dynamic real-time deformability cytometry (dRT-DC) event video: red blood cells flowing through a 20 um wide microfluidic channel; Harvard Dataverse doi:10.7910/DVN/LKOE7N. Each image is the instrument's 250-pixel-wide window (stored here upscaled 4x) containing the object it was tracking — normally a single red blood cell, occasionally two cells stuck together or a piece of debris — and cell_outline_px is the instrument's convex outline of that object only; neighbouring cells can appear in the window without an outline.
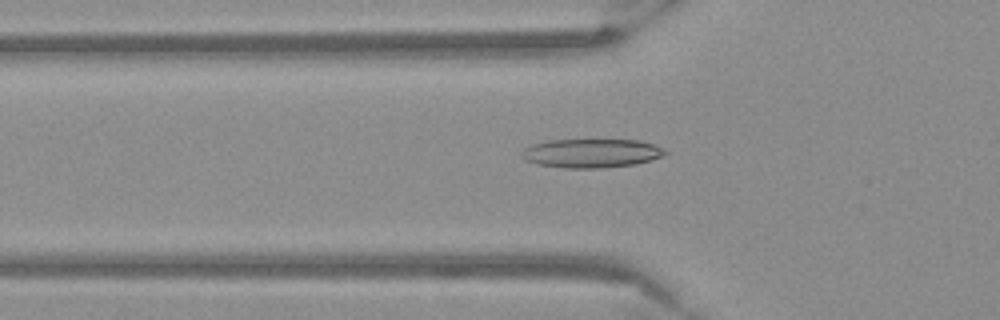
{"species": "Egyptian fruit bat (a non-hibernating species)", "species_latin": "Rousettus aegyptiacus", "temperature_condition": "warm", "stored_images_in_passage": 54, "camera_frame_rate_fps": 3000, "um_per_image_px": 0.085, "frame": {"image": 1, "passage_image": 19, "time_ms": 6.0, "image_size_px": [1000, 320], "cell_outline_px": [[668, 152], [652, 160], [636, 164], [600, 168], [564, 168], [536, 164], [524, 160], [520, 156], [520, 152], [524, 148], [532, 144], [548, 140], [640, 140], [664, 148]], "centroid_in_image_um": [50.22, 13.02], "position_along_channel_um": 75.6, "area_um2": 24.28}}
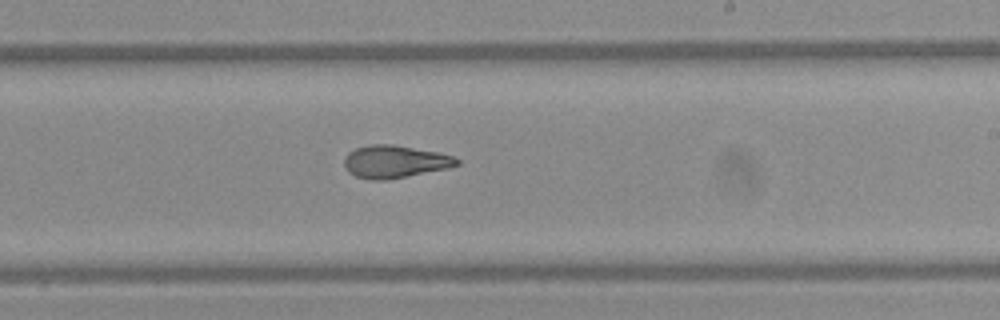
{"frame": {"image": 2, "passage_image": 33, "time_ms": 10.667, "image_size_px": [1000, 320], "cell_outline_px": [[460, 164], [448, 168], [384, 180], [368, 180], [356, 176], [348, 172], [344, 168], [344, 160], [348, 152], [356, 148], [368, 144], [392, 144], [440, 152], [452, 156], [460, 160]], "centroid_in_image_um": [33.54, 13.73], "position_along_channel_um": 255.5, "area_um2": 21.44}}
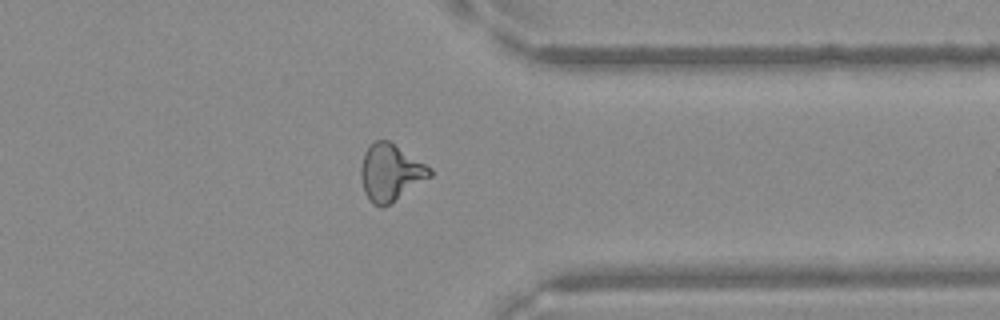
{"frame": {"image": 3, "passage_image": 43, "time_ms": 14.0, "image_size_px": [1000, 320], "cell_outline_px": [[432, 176], [388, 204], [380, 208], [372, 204], [364, 192], [360, 176], [360, 168], [364, 152], [368, 144], [376, 140], [388, 140], [432, 168]], "centroid_in_image_um": [33.16, 14.65], "position_along_channel_um": 378.2, "area_um2": 22.77}}